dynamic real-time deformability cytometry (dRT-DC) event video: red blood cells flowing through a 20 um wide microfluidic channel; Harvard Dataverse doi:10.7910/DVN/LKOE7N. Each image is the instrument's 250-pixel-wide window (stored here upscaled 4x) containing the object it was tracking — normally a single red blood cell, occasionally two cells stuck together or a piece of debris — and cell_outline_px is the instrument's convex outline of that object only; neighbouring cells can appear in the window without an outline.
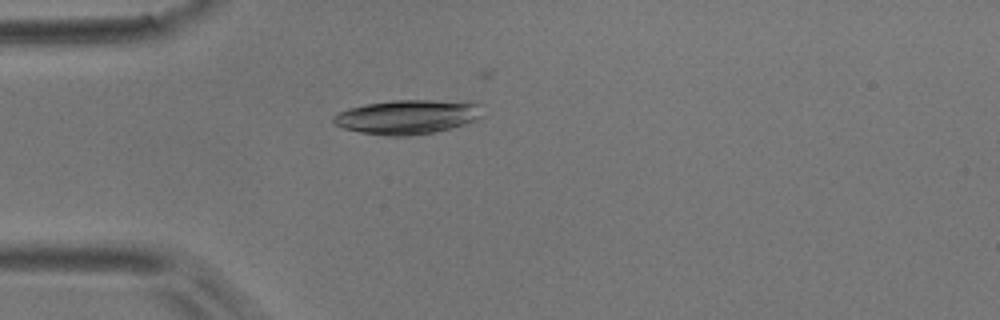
{"species": "common noctule bat (a hibernating species)", "species_latin": "Nyctalus noctula", "temperature_condition": "room temperature", "stored_images_in_passage": 1, "camera_frame_rate_fps": 3000, "um_per_image_px": 0.085, "animal": {"sex": "male", "body_mass_g": 17.9}, "frame": {"image": 1, "passage_image": 1, "time_ms": 0.0, "image_size_px": [1000, 320], "cell_outline_px": [[484, 116], [476, 120], [464, 124], [436, 132], [408, 136], [388, 136], [360, 132], [344, 128], [332, 124], [332, 116], [348, 108], [364, 104], [392, 100], [432, 100], [484, 104]], "centroid_in_image_um": [34.65, 9.93], "position_along_channel_um": 50.4, "area_um2": 30.06}}